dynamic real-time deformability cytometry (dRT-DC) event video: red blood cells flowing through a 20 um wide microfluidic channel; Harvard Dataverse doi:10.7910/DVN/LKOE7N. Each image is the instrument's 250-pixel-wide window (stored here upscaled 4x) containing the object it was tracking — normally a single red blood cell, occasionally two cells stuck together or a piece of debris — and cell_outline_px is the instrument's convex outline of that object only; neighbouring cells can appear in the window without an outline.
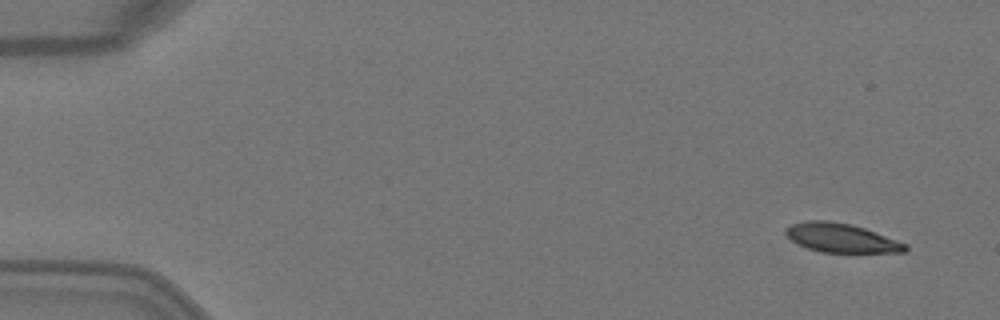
{"species": "Egyptian fruit bat (a non-hibernating species)", "species_latin": "Rousettus aegyptiacus", "temperature_condition": "warm", "stored_images_in_passage": 5, "camera_frame_rate_fps": 3000, "um_per_image_px": 0.085, "animal": {"sex": "female"}, "frame": {"image": 1, "passage_image": 1, "time_ms": 0.0, "image_size_px": [1000, 320], "cell_outline_px": [[908, 248], [904, 252], [820, 252], [808, 248], [792, 240], [784, 232], [784, 228], [792, 224], [804, 220], [828, 220], [852, 224], [864, 228], [908, 244]], "centroid_in_image_um": [71.49, 20.21], "position_along_channel_um": 13.5, "area_um2": 20.11}}
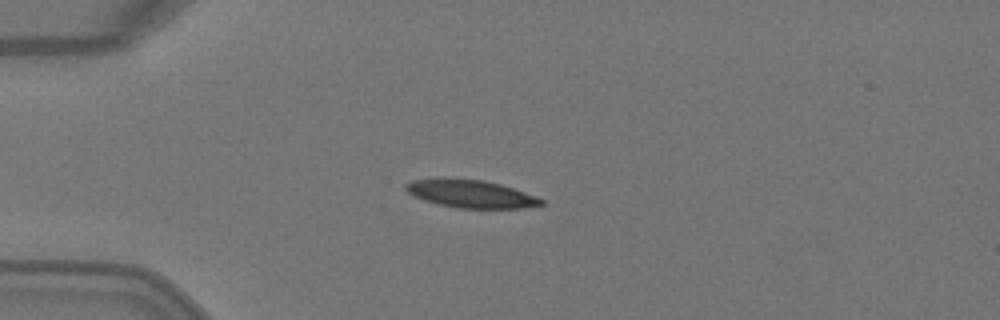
{"frame": {"image": 2, "passage_image": 4, "time_ms": 1.0, "image_size_px": [1000, 320], "cell_outline_px": [[544, 204], [524, 208], [456, 208], [424, 200], [408, 192], [404, 188], [404, 184], [412, 180], [480, 180], [500, 184], [536, 196], [544, 200]], "centroid_in_image_um": [40.07, 16.51], "position_along_channel_um": 44.9, "area_um2": 21.15}}
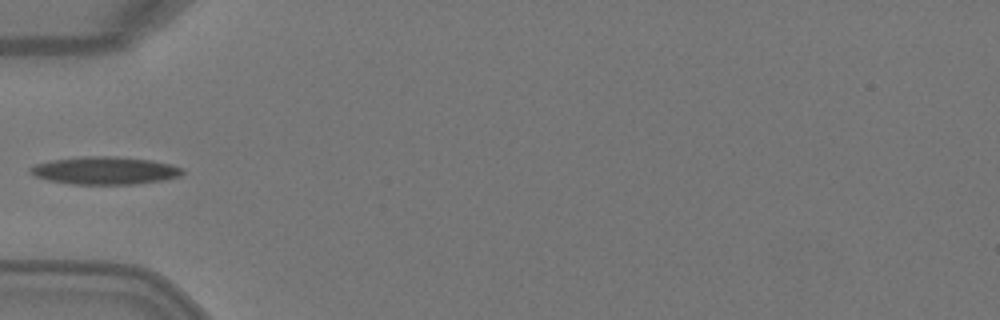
{"frame": {"image": 3, "passage_image": 5, "time_ms": 1.333, "image_size_px": [1000, 320], "cell_outline_px": [[184, 172], [180, 176], [164, 180], [136, 184], [72, 184], [48, 180], [36, 176], [28, 172], [28, 168], [36, 164], [52, 160], [84, 156], [112, 156], [152, 160], [172, 164], [184, 168]], "centroid_in_image_um": [8.95, 14.49], "position_along_channel_um": 76.1, "area_um2": 24.68}}